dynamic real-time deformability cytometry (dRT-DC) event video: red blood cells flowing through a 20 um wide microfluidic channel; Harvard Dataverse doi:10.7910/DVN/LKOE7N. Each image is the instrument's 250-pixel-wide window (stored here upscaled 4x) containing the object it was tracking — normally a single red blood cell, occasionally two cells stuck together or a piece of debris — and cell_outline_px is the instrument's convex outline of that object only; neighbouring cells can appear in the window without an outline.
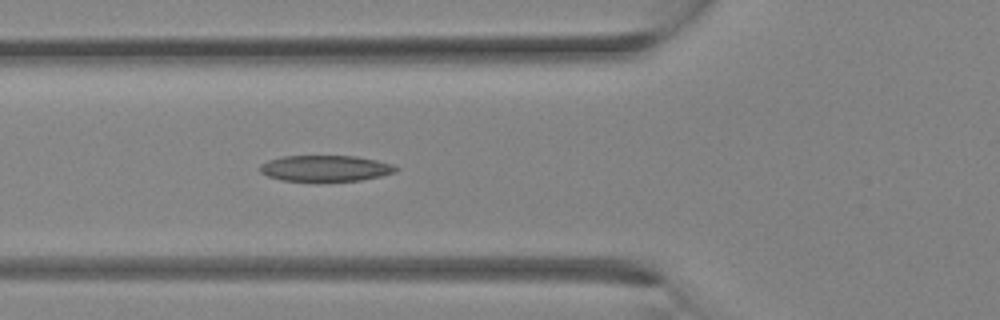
{"species": "Egyptian fruit bat (a non-hibernating species)", "species_latin": "Rousettus aegyptiacus", "temperature_condition": "room temperature", "stored_images_in_passage": 14, "camera_frame_rate_fps": 3000, "um_per_image_px": 0.085, "animal": {"sex": "female"}, "frame": {"image": 1, "passage_image": 12, "time_ms": 3.667, "image_size_px": [1000, 320], "cell_outline_px": [[400, 168], [396, 172], [380, 176], [360, 180], [320, 184], [284, 180], [268, 176], [260, 172], [260, 164], [268, 160], [284, 156], [356, 156], [376, 160], [392, 164]], "centroid_in_image_um": [27.66, 14.35], "position_along_channel_um": 98.1, "area_um2": 21.39}}
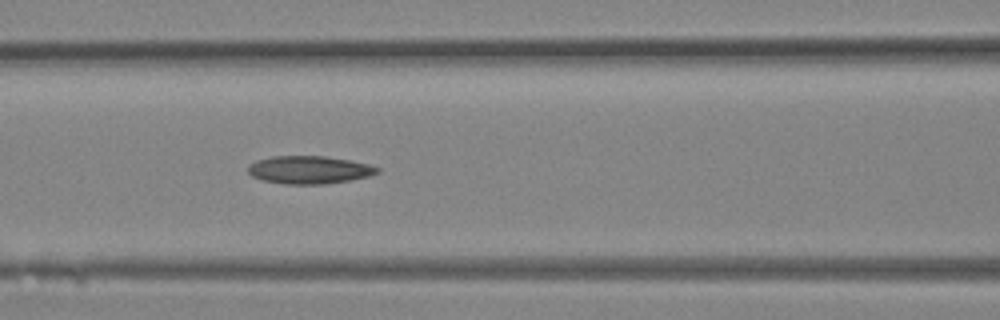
{"frame": {"image": 2, "passage_image": 14, "time_ms": 4.333, "image_size_px": [1000, 320], "cell_outline_px": [[380, 172], [368, 176], [352, 180], [324, 184], [284, 184], [264, 180], [252, 176], [248, 172], [248, 164], [256, 160], [272, 156], [324, 156], [352, 160], [368, 164], [380, 168]], "centroid_in_image_um": [26.29, 14.43], "position_along_channel_um": 140.3, "area_um2": 21.1}}